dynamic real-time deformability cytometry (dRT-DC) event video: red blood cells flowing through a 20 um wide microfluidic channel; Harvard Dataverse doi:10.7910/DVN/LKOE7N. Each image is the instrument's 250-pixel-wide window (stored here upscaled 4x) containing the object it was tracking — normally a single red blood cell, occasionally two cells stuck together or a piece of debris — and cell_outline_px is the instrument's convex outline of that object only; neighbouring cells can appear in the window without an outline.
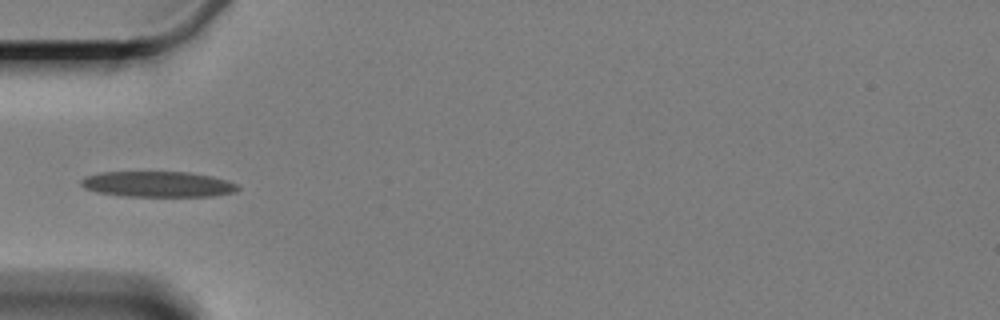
{"species": "Egyptian fruit bat (a non-hibernating species)", "species_latin": "Rousettus aegyptiacus", "temperature_condition": "cold", "stored_images_in_passage": 5, "camera_frame_rate_fps": 3000, "um_per_image_px": 0.085, "animal": {"sex": "female"}, "frame": {"image": 1, "passage_image": 4, "time_ms": 3.667, "image_size_px": [1000, 320], "cell_outline_px": [[240, 188], [236, 192], [212, 196], [124, 196], [96, 192], [84, 188], [80, 184], [80, 180], [84, 176], [100, 172], [188, 172], [212, 176], [228, 180], [236, 184]], "centroid_in_image_um": [13.4, 15.65], "position_along_channel_um": 71.6, "area_um2": 23.58}}
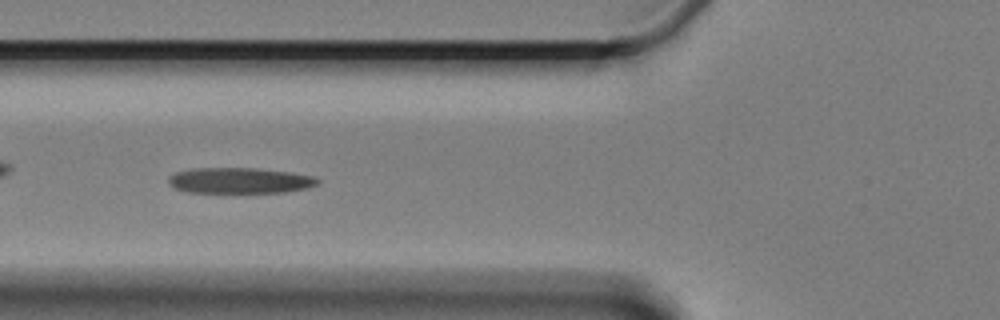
{"frame": {"image": 2, "passage_image": 5, "time_ms": 4.667, "image_size_px": [1000, 320], "cell_outline_px": [[320, 184], [308, 188], [284, 192], [188, 192], [176, 188], [168, 184], [168, 176], [176, 172], [192, 168], [252, 168], [292, 172], [316, 176], [320, 180]], "centroid_in_image_um": [20.42, 15.34], "position_along_channel_um": 105.4, "area_um2": 22.48}}